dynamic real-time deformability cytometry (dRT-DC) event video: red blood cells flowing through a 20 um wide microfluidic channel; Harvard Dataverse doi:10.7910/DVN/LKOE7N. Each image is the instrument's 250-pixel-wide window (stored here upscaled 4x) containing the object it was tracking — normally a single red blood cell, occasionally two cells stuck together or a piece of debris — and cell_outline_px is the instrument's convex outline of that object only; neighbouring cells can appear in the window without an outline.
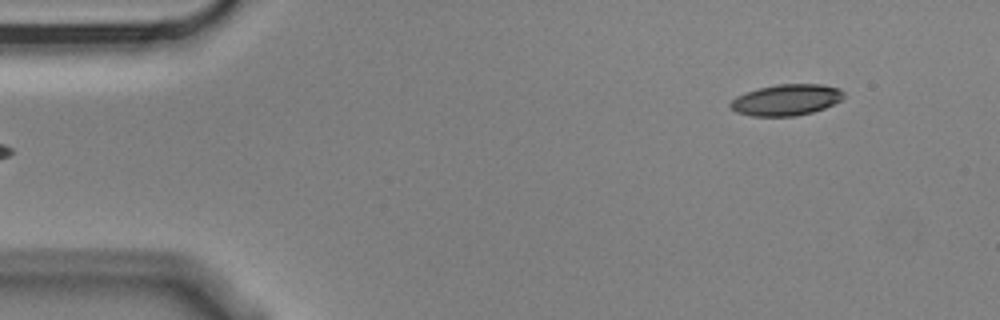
{"species": "Egyptian fruit bat (a non-hibernating species)", "species_latin": "Rousettus aegyptiacus", "temperature_condition": "cold", "stored_images_in_passage": 5, "segment_of_instrument_passage": [2, 2], "camera_frame_rate_fps": 3000, "um_per_image_px": 0.085, "animal": {"sex": "male"}, "frame": {"image": 1, "passage_image": 5, "time_ms": 1.333, "image_size_px": [1000, 320], "cell_outline_px": [[844, 96], [840, 100], [824, 108], [812, 112], [796, 116], [752, 116], [736, 112], [728, 104], [736, 96], [760, 88], [776, 84], [820, 84], [840, 88], [844, 92]], "centroid_in_image_um": [66.84, 8.49], "position_along_channel_um": 18.2, "area_um2": 20.46}}